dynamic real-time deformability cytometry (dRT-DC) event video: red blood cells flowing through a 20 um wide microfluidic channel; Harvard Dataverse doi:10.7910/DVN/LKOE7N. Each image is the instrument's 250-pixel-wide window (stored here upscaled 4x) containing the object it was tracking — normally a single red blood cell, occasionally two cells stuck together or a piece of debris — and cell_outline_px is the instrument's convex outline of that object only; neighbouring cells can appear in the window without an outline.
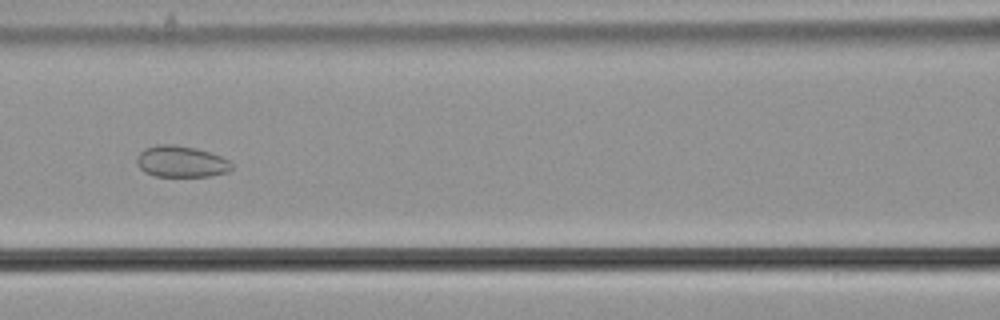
{"species": "common noctule bat (a hibernating species)", "species_latin": "Nyctalus noctula", "temperature_condition": "cold", "stored_images_in_passage": 48, "camera_frame_rate_fps": 3000, "um_per_image_px": 0.085, "animal": {"sex": "male", "body_mass_g": 21.5, "forearm_length_mm": 52.0}, "frame": {"image": 1, "passage_image": 17, "time_ms": 5.333, "image_size_px": [1000, 320], "cell_outline_px": [[232, 168], [228, 172], [208, 176], [156, 176], [144, 172], [136, 164], [136, 156], [144, 148], [156, 144], [172, 144], [196, 148], [220, 156], [228, 160], [232, 164]], "centroid_in_image_um": [15.35, 13.73], "position_along_channel_um": 151.2, "area_um2": 17.4}}
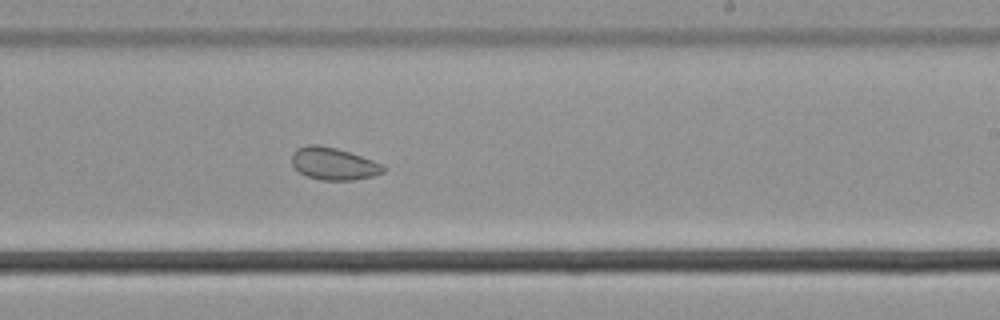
{"frame": {"image": 2, "passage_image": 26, "time_ms": 8.333, "image_size_px": [1000, 320], "cell_outline_px": [[388, 168], [384, 172], [372, 176], [352, 180], [320, 180], [308, 176], [300, 172], [292, 164], [292, 156], [296, 148], [308, 144], [320, 144], [336, 148], [384, 164]], "centroid_in_image_um": [28.37, 13.91], "position_along_channel_um": 260.6, "area_um2": 17.22}}
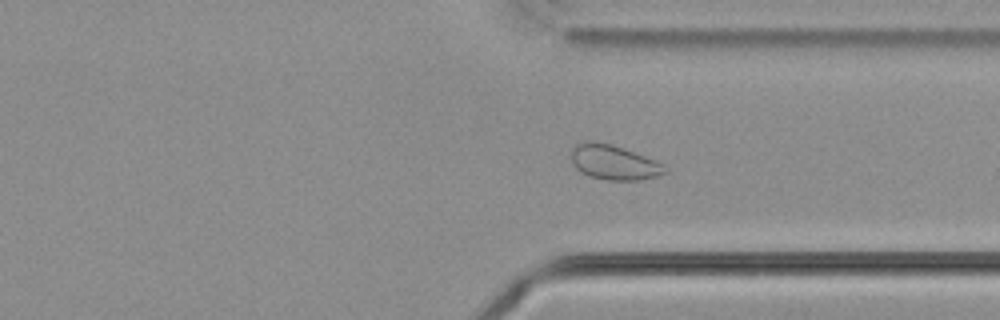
{"frame": {"image": 3, "passage_image": 34, "time_ms": 11.0, "image_size_px": [1000, 320], "cell_outline_px": [[668, 172], [656, 176], [640, 180], [604, 180], [588, 176], [580, 172], [572, 164], [572, 148], [576, 144], [588, 140], [592, 140], [612, 144], [656, 160], [664, 164], [668, 168]], "centroid_in_image_um": [52.18, 13.8], "position_along_channel_um": 359.2, "area_um2": 19.25}, "authors_computed_cell_mechanics": {"area_um2": 20.3456, "velocity_mm_per_s": 3.6657, "shape_relaxation_time_tau1_ms": null, "shape_relaxation_time_tau2_ms": 1.8219, "deformation_change_tau1": null, "deformation_change_tau2": 0.0626}}